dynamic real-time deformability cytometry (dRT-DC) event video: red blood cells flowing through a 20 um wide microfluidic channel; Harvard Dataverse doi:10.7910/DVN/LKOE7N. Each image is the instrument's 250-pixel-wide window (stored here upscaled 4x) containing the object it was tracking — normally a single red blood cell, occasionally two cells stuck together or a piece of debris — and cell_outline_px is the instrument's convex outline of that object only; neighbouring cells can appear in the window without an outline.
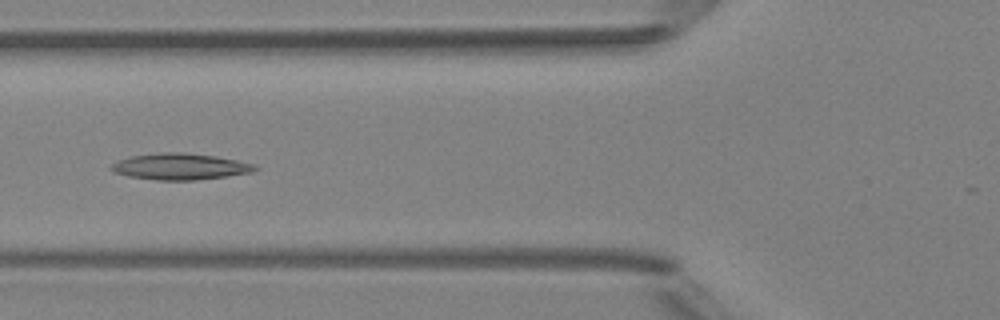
{"species": "Egyptian fruit bat (a non-hibernating species)", "species_latin": "Rousettus aegyptiacus", "temperature_condition": "room temperature", "stored_images_in_passage": 5, "camera_frame_rate_fps": 3000, "um_per_image_px": 0.085, "animal": {"sex": "female"}, "frame": {"image": 1, "passage_image": 5, "time_ms": 4.667, "image_size_px": [1000, 320], "cell_outline_px": [[260, 168], [252, 172], [196, 180], [156, 180], [128, 176], [112, 172], [108, 168], [112, 164], [120, 160], [132, 156], [160, 152], [184, 152], [216, 156], [256, 164]], "centroid_in_image_um": [15.31, 14.15], "position_along_channel_um": 110.5, "area_um2": 22.08}}